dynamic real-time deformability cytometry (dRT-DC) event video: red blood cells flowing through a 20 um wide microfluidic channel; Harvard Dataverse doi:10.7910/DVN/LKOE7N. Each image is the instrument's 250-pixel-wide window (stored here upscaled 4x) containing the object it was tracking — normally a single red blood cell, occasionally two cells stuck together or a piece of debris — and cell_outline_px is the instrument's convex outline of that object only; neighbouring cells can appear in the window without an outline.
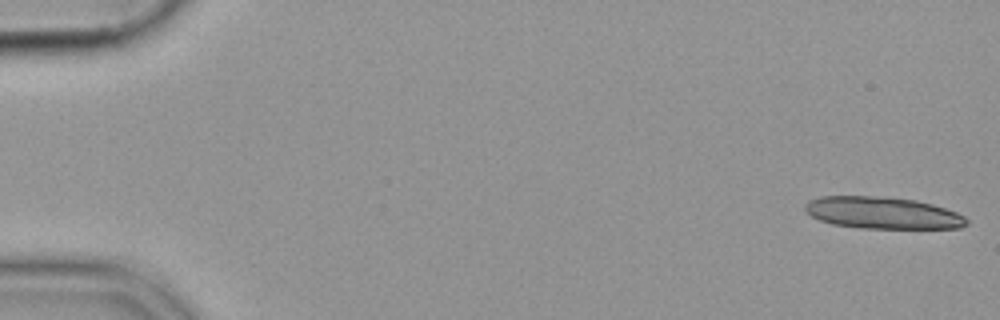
{"species": "common noctule bat (a hibernating species)", "species_latin": "Nyctalus noctula", "temperature_condition": "cold", "stored_images_in_passage": 16, "camera_frame_rate_fps": 3000, "um_per_image_px": 0.085, "animal": {"sex": "female", "body_mass_g": 19.9}, "frame": {"image": 1, "passage_image": 1, "time_ms": 0.0, "image_size_px": [1000, 320], "cell_outline_px": [[968, 224], [960, 228], [860, 228], [832, 224], [820, 220], [804, 212], [804, 204], [808, 200], [820, 196], [872, 196], [916, 200], [932, 204], [956, 212], [964, 216], [968, 220]], "centroid_in_image_um": [74.98, 18.09], "position_along_channel_um": 10.0, "area_um2": 30.06}}